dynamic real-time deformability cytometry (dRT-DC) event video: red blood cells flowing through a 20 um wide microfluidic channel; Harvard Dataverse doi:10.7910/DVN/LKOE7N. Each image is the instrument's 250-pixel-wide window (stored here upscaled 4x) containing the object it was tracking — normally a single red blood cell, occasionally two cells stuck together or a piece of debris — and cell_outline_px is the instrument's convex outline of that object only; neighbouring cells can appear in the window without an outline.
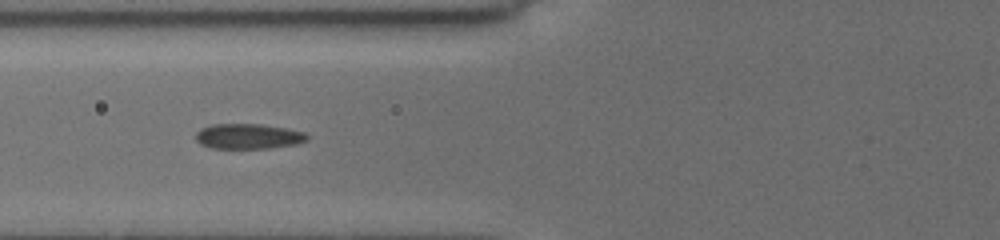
{"species": "common noctule bat (a hibernating species)", "species_latin": "Nyctalus noctula", "temperature_condition": "cold", "stored_images_in_passage": 38, "camera_frame_rate_fps": 3000, "um_per_image_px": 0.085, "animal": {"sex": "female", "body_mass_g": 19.5, "forearm_length_mm": 54.1}, "frame": {"image": 1, "passage_image": 6, "time_ms": 1.667, "image_size_px": [1000, 240], "cell_outline_px": [[308, 136], [304, 140], [296, 144], [268, 148], [212, 148], [200, 144], [196, 140], [196, 132], [212, 124], [256, 124], [284, 128], [304, 132]], "centroid_in_image_um": [21.06, 11.59], "position_along_channel_um": 104.7, "area_um2": 16.01}}
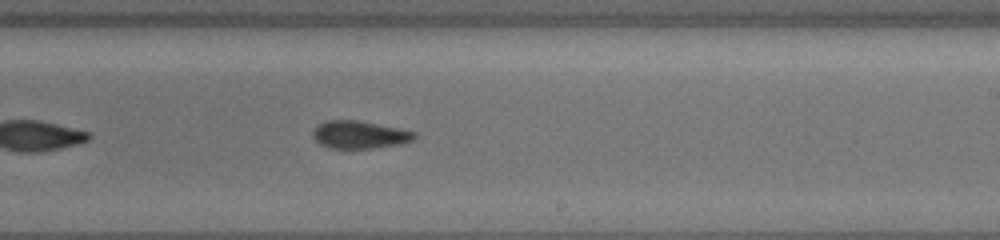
{"frame": {"image": 2, "passage_image": 18, "time_ms": 5.667, "image_size_px": [1000, 240], "cell_outline_px": [[416, 136], [412, 140], [400, 144], [372, 148], [328, 148], [320, 144], [316, 140], [316, 128], [320, 124], [328, 120], [356, 120], [416, 132]], "centroid_in_image_um": [30.59, 11.46], "position_along_channel_um": 258.4, "area_um2": 15.84}}
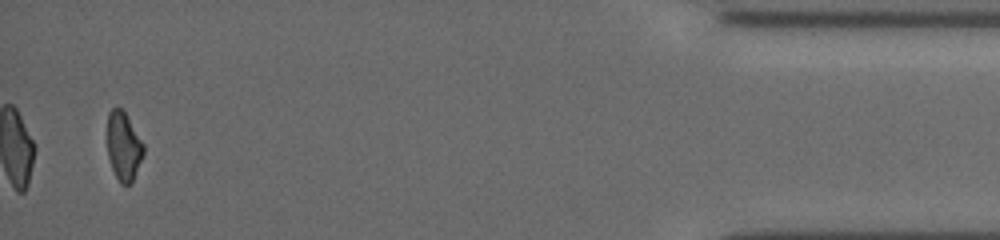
{"frame": {"image": 3, "passage_image": 36, "time_ms": 11.667, "image_size_px": [1000, 240], "cell_outline_px": [[144, 152], [132, 184], [120, 184], [112, 168], [108, 156], [108, 112], [112, 108], [120, 108], [124, 112], [144, 144]], "centroid_in_image_um": [10.51, 12.46], "position_along_channel_um": 424.7, "area_um2": 14.28}}